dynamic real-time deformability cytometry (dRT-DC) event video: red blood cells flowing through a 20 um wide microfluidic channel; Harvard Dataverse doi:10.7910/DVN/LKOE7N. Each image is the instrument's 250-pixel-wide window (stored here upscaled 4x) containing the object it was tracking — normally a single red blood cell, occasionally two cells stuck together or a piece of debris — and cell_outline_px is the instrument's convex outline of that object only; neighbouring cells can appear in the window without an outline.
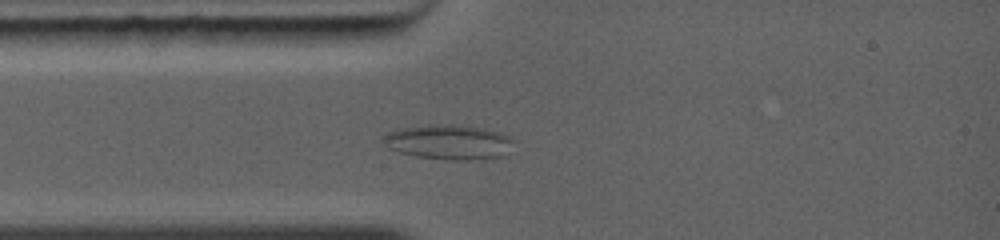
{"species": "common noctule bat (a hibernating species)", "species_latin": "Nyctalus noctula", "temperature_condition": "warm", "stored_images_in_passage": 4, "camera_frame_rate_fps": 5000, "um_per_image_px": 0.085, "animal": {"sex": "female", "body_mass_g": 19.0, "forearm_length_mm": 56.7}, "frame": {"image": 1, "passage_image": 4, "time_ms": 2.4, "image_size_px": [1000, 240], "cell_outline_px": [[512, 140], [508, 156], [468, 160], [452, 160], [416, 156], [396, 152], [380, 144], [380, 140], [388, 132], [396, 128], [452, 124], [480, 128], [500, 132], [512, 136]], "centroid_in_image_um": [38.11, 12.09], "position_along_channel_um": 46.9, "area_um2": 26.65}}